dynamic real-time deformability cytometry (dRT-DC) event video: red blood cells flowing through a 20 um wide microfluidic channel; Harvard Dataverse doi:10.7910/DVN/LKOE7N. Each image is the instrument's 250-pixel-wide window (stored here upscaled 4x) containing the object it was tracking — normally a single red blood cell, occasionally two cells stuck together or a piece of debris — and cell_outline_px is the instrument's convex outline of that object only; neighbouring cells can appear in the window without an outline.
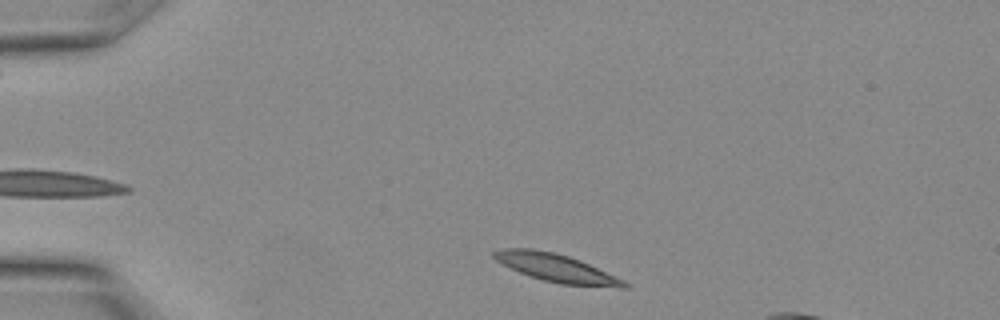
{"species": "Egyptian fruit bat (a non-hibernating species)", "species_latin": "Rousettus aegyptiacus", "temperature_condition": "warm", "stored_images_in_passage": 17, "camera_frame_rate_fps": 3000, "um_per_image_px": 0.085, "animal": {"sex": "female"}, "frame": {"image": 1, "passage_image": 2, "time_ms": 0.333, "image_size_px": [1000, 320], "cell_outline_px": [[628, 288], [624, 288], [560, 284], [544, 280], [520, 272], [496, 260], [492, 256], [492, 252], [500, 248], [532, 248], [552, 252], [568, 256], [580, 260], [624, 280], [628, 284]], "centroid_in_image_um": [47.29, 22.77], "position_along_channel_um": 37.7, "area_um2": 20.98}}
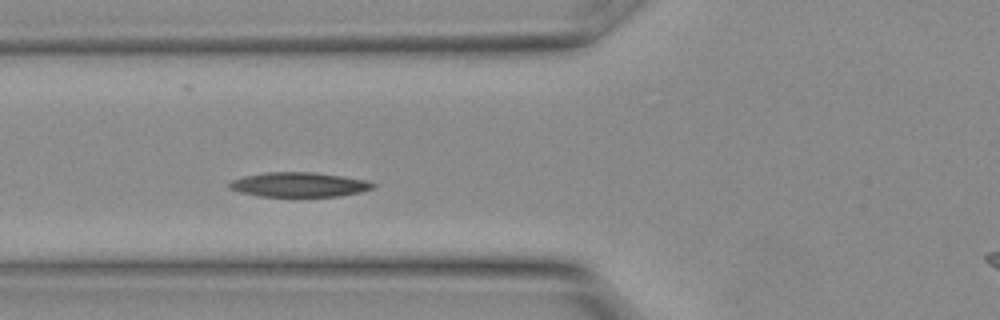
{"frame": {"image": 2, "passage_image": 7, "time_ms": 2.0, "image_size_px": [1000, 320], "cell_outline_px": [[376, 188], [360, 192], [340, 196], [260, 196], [228, 188], [228, 184], [232, 180], [244, 176], [268, 172], [316, 172], [364, 180], [376, 184]], "centroid_in_image_um": [25.44, 15.69], "position_along_channel_um": 100.4, "area_um2": 20.35}}
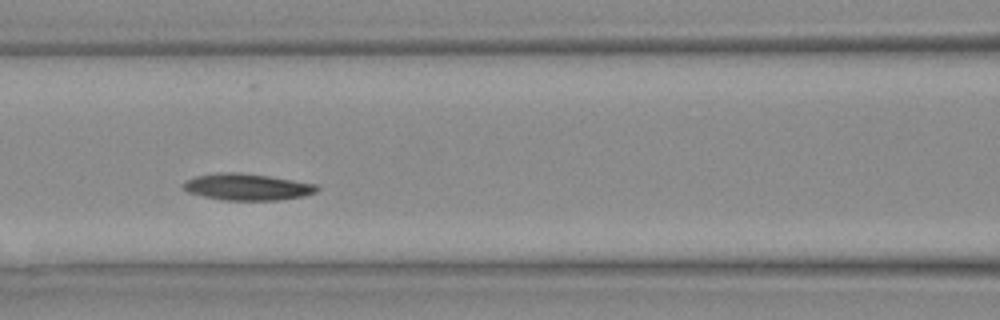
{"frame": {"image": 3, "passage_image": 9, "time_ms": 2.667, "image_size_px": [1000, 320], "cell_outline_px": [[320, 188], [316, 192], [304, 196], [280, 200], [224, 200], [204, 196], [188, 192], [184, 188], [184, 184], [188, 180], [196, 176], [220, 172], [236, 172], [268, 176], [316, 184]], "centroid_in_image_um": [21.05, 15.89], "position_along_channel_um": 145.5, "area_um2": 20.46}}